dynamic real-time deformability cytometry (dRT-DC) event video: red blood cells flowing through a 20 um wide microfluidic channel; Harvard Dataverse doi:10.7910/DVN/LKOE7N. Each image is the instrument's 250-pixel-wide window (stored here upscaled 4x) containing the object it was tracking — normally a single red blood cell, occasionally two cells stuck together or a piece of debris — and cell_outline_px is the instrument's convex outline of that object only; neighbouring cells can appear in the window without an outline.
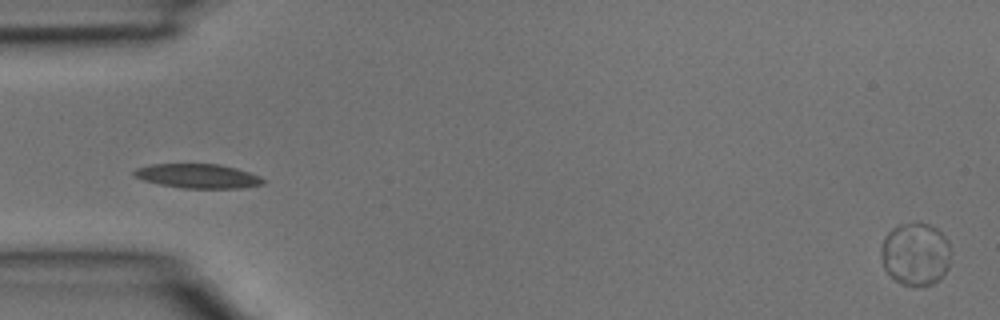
{"species": "common noctule bat (a hibernating species)", "species_latin": "Nyctalus noctula", "temperature_condition": "room temperature", "stored_images_in_passage": 4, "camera_frame_rate_fps": 3000, "um_per_image_px": 0.085, "animal": {"sex": "male", "body_mass_g": 15.6}, "frame": {"image": 1, "passage_image": 4, "time_ms": 1.0, "image_size_px": [1000, 320], "cell_outline_px": [[948, 268], [940, 280], [932, 284], [900, 284], [884, 268], [880, 256], [880, 244], [884, 236], [892, 228], [900, 224], [920, 220], [936, 228], [948, 240]], "centroid_in_image_um": [77.77, 21.54], "position_along_channel_um": 7.2, "area_um2": 25.61}}